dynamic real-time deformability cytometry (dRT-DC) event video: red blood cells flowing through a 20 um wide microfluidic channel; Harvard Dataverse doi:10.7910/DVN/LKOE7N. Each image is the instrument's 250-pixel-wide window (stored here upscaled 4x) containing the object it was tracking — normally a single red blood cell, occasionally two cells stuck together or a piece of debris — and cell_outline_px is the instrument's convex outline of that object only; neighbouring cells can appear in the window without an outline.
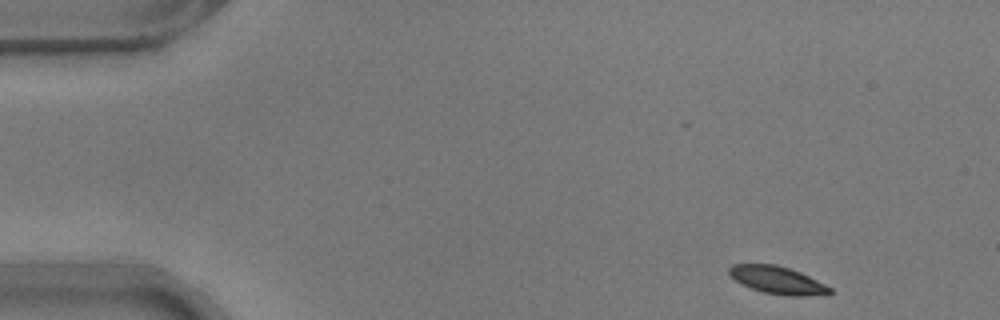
{"species": "common noctule bat (a hibernating species)", "species_latin": "Nyctalus noctula", "temperature_condition": "warm", "stored_images_in_passage": 50, "camera_frame_rate_fps": 3000, "um_per_image_px": 0.085, "animal": {"sex": "male", "body_mass_g": 17.9}, "frame": {"image": 1, "passage_image": 1, "time_ms": 0.0, "image_size_px": [1000, 320], "cell_outline_px": [[832, 292], [828, 296], [788, 296], [764, 292], [740, 284], [728, 272], [728, 268], [732, 264], [776, 264], [800, 272], [832, 288]], "centroid_in_image_um": [66.12, 23.82], "position_along_channel_um": 18.9, "area_um2": 16.24}}
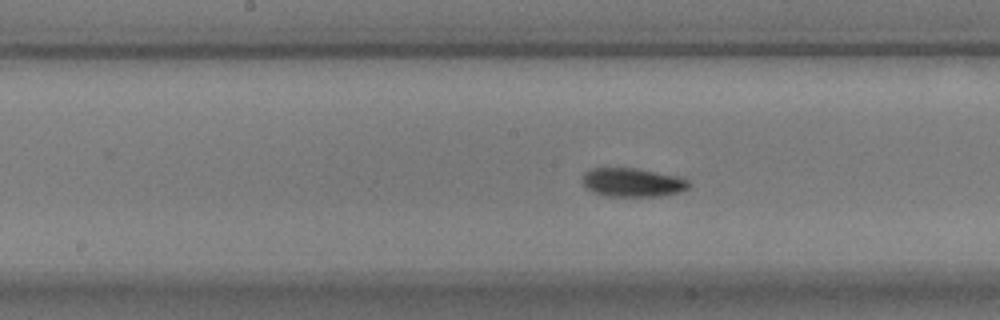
{"frame": {"image": 2, "passage_image": 23, "time_ms": 7.333, "image_size_px": [1000, 320], "cell_outline_px": [[692, 184], [688, 188], [664, 196], [608, 196], [592, 192], [584, 188], [584, 172], [592, 168], [636, 168], [676, 176], [688, 180]], "centroid_in_image_um": [53.75, 15.51], "position_along_channel_um": 194.4, "area_um2": 17.74}}
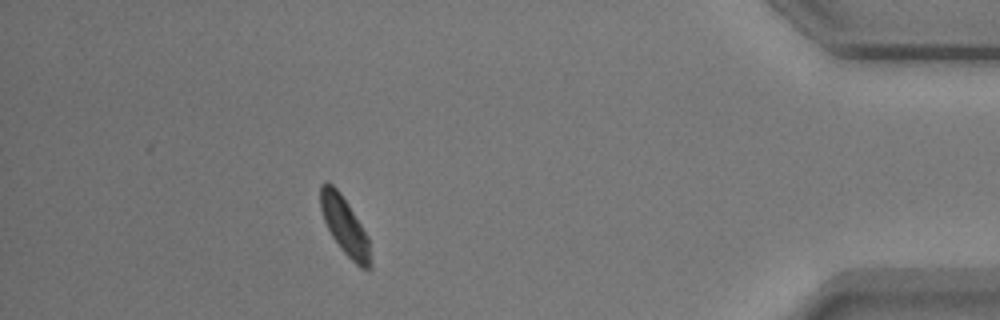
{"frame": {"image": 3, "passage_image": 44, "time_ms": 14.333, "image_size_px": [1000, 320], "cell_outline_px": [[372, 268], [360, 268], [340, 248], [332, 236], [324, 220], [320, 208], [320, 184], [324, 180], [328, 180], [340, 192], [348, 204], [368, 236], [372, 264]], "centroid_in_image_um": [29.29, 19.18], "position_along_channel_um": 405.9, "area_um2": 16.82}, "authors_computed_cell_mechanics": {"area_um2": 17.3111, "velocity_mm_per_s": 3.7003, "shape_relaxation_time_tau1_ms": 1.968, "shape_relaxation_time_tau2_ms": null, "deformation_change_tau1": 0.093, "deformation_change_tau2": null}}